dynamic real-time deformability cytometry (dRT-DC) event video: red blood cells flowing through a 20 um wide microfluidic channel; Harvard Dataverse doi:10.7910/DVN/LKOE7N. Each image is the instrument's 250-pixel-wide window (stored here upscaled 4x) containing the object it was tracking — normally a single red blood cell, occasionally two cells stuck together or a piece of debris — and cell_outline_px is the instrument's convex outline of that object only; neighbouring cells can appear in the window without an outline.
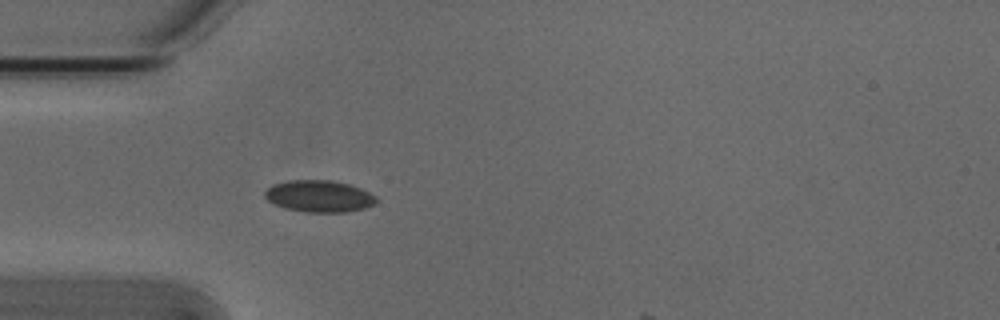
{"species": "Egyptian fruit bat (a non-hibernating species)", "species_latin": "Rousettus aegyptiacus", "temperature_condition": "cold", "stored_images_in_passage": 2, "camera_frame_rate_fps": 3000, "um_per_image_px": 0.085, "animal": {"sex": "male"}, "frame": {"image": 1, "passage_image": 2, "time_ms": 0.333, "image_size_px": [1000, 320], "cell_outline_px": [[376, 204], [364, 208], [348, 212], [304, 212], [284, 208], [268, 200], [264, 196], [264, 192], [272, 184], [288, 180], [332, 180], [348, 184], [360, 188], [376, 196]], "centroid_in_image_um": [27.12, 16.68], "position_along_channel_um": 57.9, "area_um2": 20.69}}